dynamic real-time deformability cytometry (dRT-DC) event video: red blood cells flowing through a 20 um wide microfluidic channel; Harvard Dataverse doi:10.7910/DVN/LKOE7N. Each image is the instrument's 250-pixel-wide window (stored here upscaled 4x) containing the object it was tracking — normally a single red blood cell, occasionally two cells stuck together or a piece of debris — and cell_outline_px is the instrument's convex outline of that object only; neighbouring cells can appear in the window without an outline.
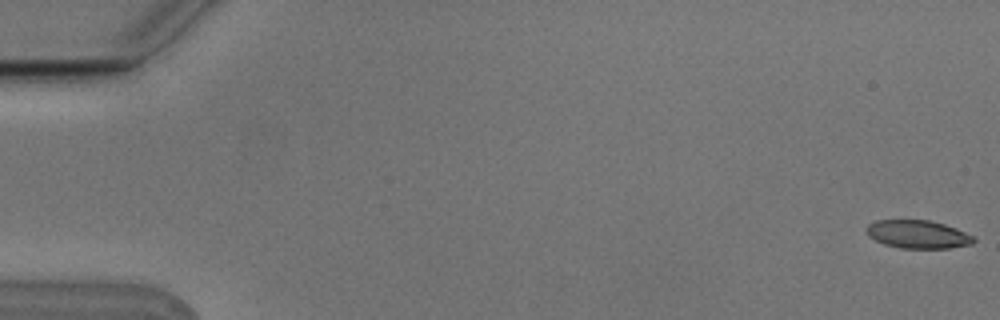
{"species": "Egyptian fruit bat (a non-hibernating species)", "species_latin": "Rousettus aegyptiacus", "temperature_condition": "cold", "stored_images_in_passage": 6, "camera_frame_rate_fps": 3000, "um_per_image_px": 0.085, "animal": {"sex": "male"}, "frame": {"image": 1, "passage_image": 1, "time_ms": 0.0, "image_size_px": [1000, 320], "cell_outline_px": [[976, 240], [972, 244], [948, 248], [900, 248], [884, 244], [868, 236], [864, 228], [868, 224], [876, 220], [928, 220], [944, 224], [956, 228], [972, 236]], "centroid_in_image_um": [77.98, 19.91], "position_along_channel_um": 7.0, "area_um2": 17.57}}